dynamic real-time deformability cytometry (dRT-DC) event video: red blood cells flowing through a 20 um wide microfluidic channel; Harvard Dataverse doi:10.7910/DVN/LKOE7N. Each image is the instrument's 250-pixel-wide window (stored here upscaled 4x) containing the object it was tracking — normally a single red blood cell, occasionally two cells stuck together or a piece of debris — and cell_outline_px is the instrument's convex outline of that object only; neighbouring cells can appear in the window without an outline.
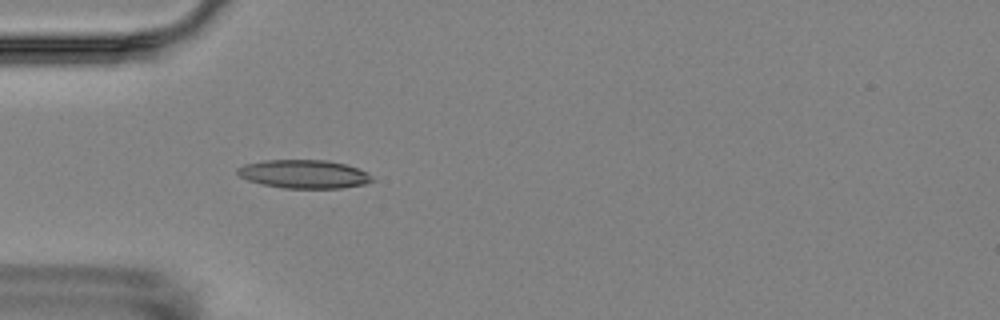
{"species": "Egyptian fruit bat (a non-hibernating species)", "species_latin": "Rousettus aegyptiacus", "temperature_condition": "room temperature", "stored_images_in_passage": 3, "camera_frame_rate_fps": 3000, "um_per_image_px": 0.085, "animal": {"sex": "female"}, "frame": {"image": 1, "passage_image": 3, "time_ms": 3.333, "image_size_px": [1000, 320], "cell_outline_px": [[376, 180], [364, 184], [332, 192], [284, 188], [260, 184], [248, 180], [240, 176], [236, 172], [236, 168], [244, 164], [264, 160], [328, 160], [344, 164], [368, 172]], "centroid_in_image_um": [25.9, 14.85], "position_along_channel_um": 59.1, "area_um2": 23.47}}